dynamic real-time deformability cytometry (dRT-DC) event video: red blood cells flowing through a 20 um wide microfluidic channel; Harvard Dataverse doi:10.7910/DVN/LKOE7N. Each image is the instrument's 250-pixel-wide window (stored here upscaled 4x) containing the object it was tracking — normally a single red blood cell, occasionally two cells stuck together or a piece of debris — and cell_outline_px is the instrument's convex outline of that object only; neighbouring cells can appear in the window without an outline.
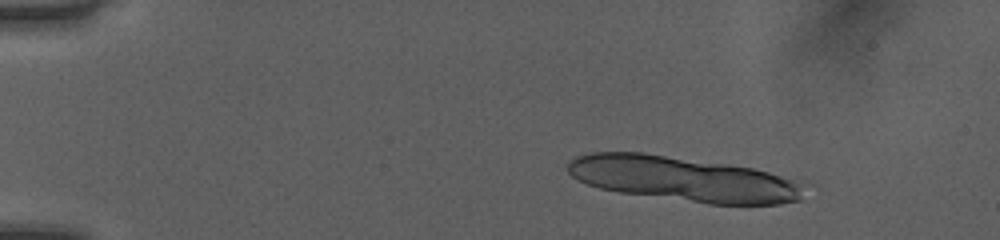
{"species": "human", "species_latin": "Homo sapiens", "temperature_condition": "room temperature", "stored_images_in_passage": 15, "camera_frame_rate_fps": 3000, "um_per_image_px": 0.085, "donor": {"sex": "female"}, "frame": {"image": 1, "passage_image": 7, "time_ms": 2.0, "image_size_px": [1000, 240], "cell_outline_px": [[812, 184], [800, 200], [780, 204], [708, 204], [620, 192], [600, 188], [588, 184], [572, 176], [568, 172], [568, 160], [576, 156], [592, 152], [644, 152], [728, 164], [752, 168], [808, 180]], "centroid_in_image_um": [58.25, 15.21], "position_along_channel_um": 26.7, "area_um2": 62.89}}